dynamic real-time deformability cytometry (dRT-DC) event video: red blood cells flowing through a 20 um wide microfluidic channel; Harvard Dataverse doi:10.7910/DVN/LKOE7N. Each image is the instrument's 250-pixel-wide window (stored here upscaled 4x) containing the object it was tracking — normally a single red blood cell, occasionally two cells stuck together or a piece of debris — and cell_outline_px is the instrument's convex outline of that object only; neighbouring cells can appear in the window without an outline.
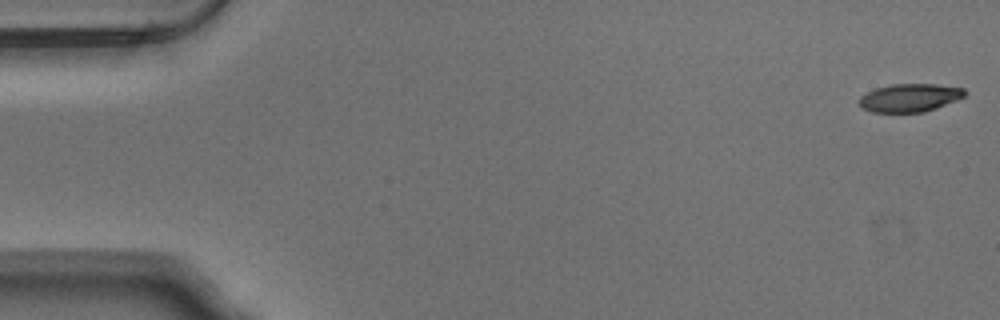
{"species": "Egyptian fruit bat (a non-hibernating species)", "species_latin": "Rousettus aegyptiacus", "temperature_condition": "warm", "stored_images_in_passage": 53, "camera_frame_rate_fps": 3000, "um_per_image_px": 0.085, "animal": {"sex": "male"}, "frame": {"image": 1, "passage_image": 1, "time_ms": 0.0, "image_size_px": [1000, 320], "cell_outline_px": [[968, 92], [964, 96], [956, 100], [936, 108], [924, 112], [872, 112], [864, 108], [860, 104], [860, 96], [876, 88], [892, 84], [936, 84], [964, 88]], "centroid_in_image_um": [77.36, 8.3], "position_along_channel_um": 7.6, "area_um2": 17.17}}
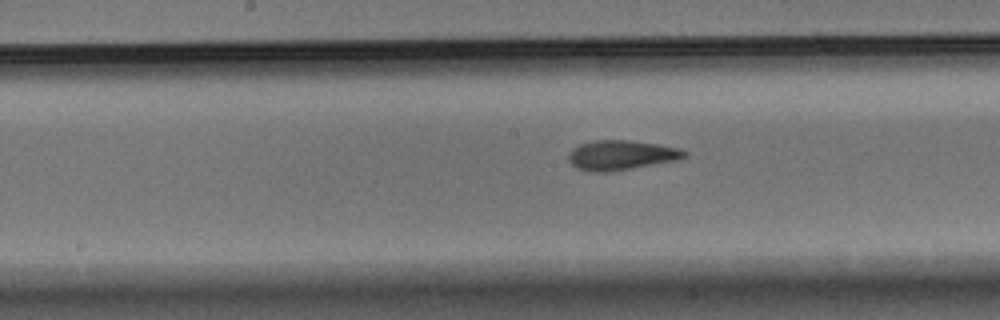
{"frame": {"image": 2, "passage_image": 27, "time_ms": 8.667, "image_size_px": [1000, 320], "cell_outline_px": [[688, 152], [680, 160], [608, 172], [588, 172], [576, 168], [568, 160], [568, 152], [572, 148], [580, 144], [596, 140], [628, 140], [656, 144], [680, 148]], "centroid_in_image_um": [52.78, 13.19], "position_along_channel_um": 195.4, "area_um2": 20.17}}
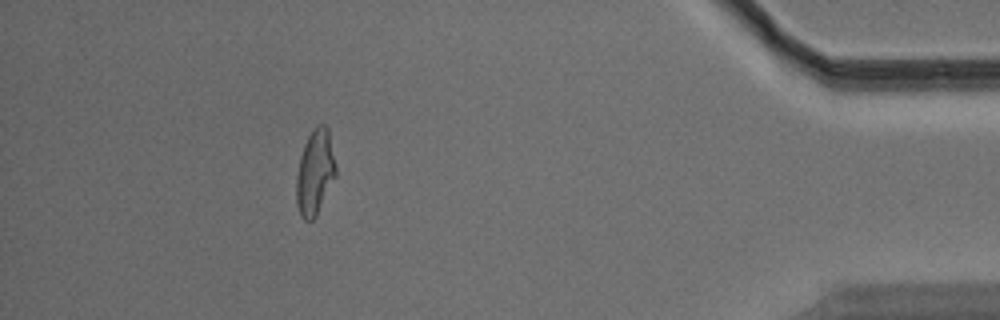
{"frame": {"image": 3, "passage_image": 48, "time_ms": 15.667, "image_size_px": [1000, 320], "cell_outline_px": [[336, 176], [316, 216], [312, 220], [304, 220], [300, 216], [296, 204], [296, 176], [300, 156], [304, 144], [308, 136], [316, 124], [324, 124], [328, 128], [336, 164]], "centroid_in_image_um": [26.77, 14.65], "position_along_channel_um": 408.4, "area_um2": 19.77}, "authors_computed_cell_mechanics": {"area_um2": 19.4208, "velocity_mm_per_s": 3.7922, "shape_relaxation_time_tau1_ms": 5.5733, "shape_relaxation_time_tau2_ms": 1.8357, "deformation_change_tau1": 0.2089, "deformation_change_tau2": 0.1023}}